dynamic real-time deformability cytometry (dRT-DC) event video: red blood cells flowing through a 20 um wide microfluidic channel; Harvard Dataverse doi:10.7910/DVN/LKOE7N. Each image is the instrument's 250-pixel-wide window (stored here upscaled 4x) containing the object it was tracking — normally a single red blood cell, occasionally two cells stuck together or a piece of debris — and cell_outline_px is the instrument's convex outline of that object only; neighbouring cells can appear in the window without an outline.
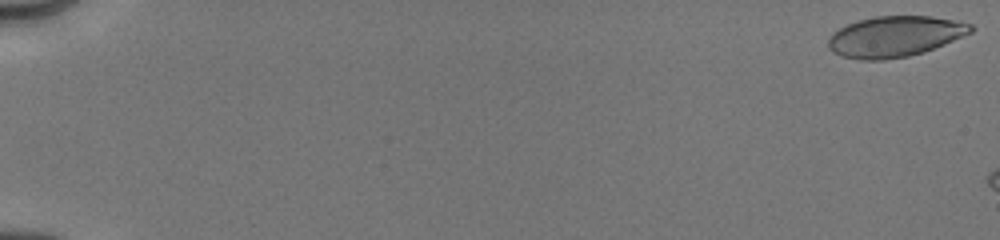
{"species": "human", "species_latin": "Homo sapiens", "temperature_condition": "cold", "stored_images_in_passage": 5, "camera_frame_rate_fps": 3000, "um_per_image_px": 0.085, "donor": {"sex": "male"}, "frame": {"image": 1, "passage_image": 1, "time_ms": 0.0, "image_size_px": [1000, 240], "cell_outline_px": [[976, 28], [972, 32], [964, 36], [924, 52], [908, 56], [884, 60], [860, 60], [844, 56], [832, 52], [828, 48], [828, 40], [832, 32], [848, 24], [860, 20], [876, 16], [932, 16], [972, 24]], "centroid_in_image_um": [76.07, 3.1], "position_along_channel_um": 8.9, "area_um2": 33.81}}